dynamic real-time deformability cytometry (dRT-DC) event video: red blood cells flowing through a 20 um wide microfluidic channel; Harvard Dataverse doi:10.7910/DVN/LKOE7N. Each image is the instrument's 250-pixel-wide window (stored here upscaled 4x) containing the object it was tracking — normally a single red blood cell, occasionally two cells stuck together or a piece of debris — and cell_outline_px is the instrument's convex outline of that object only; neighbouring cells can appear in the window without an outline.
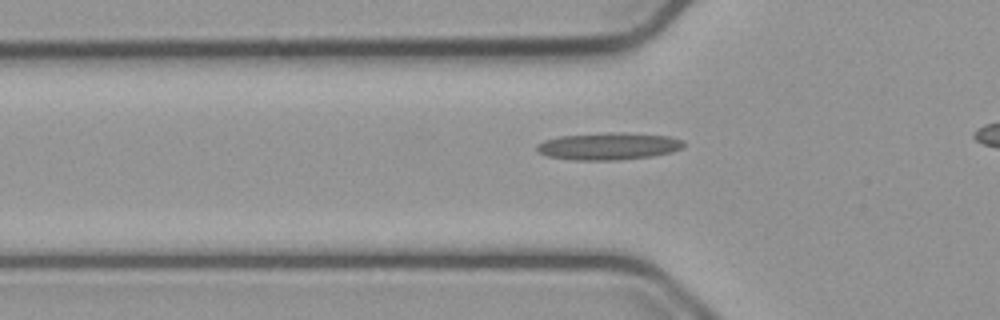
{"species": "common noctule bat (a hibernating species)", "species_latin": "Nyctalus noctula", "temperature_condition": "cold", "stored_images_in_passage": 35, "camera_frame_rate_fps": 3000, "um_per_image_px": 0.085, "animal": {"sex": "male", "body_mass_g": 23.1, "forearm_length_mm": 52.7}, "frame": {"image": 1, "passage_image": 9, "time_ms": 2.667, "image_size_px": [1000, 320], "cell_outline_px": [[684, 148], [672, 152], [652, 156], [620, 160], [572, 160], [548, 156], [540, 152], [536, 148], [536, 144], [544, 140], [560, 136], [608, 132], [624, 132], [668, 136], [684, 140]], "centroid_in_image_um": [51.76, 12.42], "position_along_channel_um": 74.0, "area_um2": 23.47}}
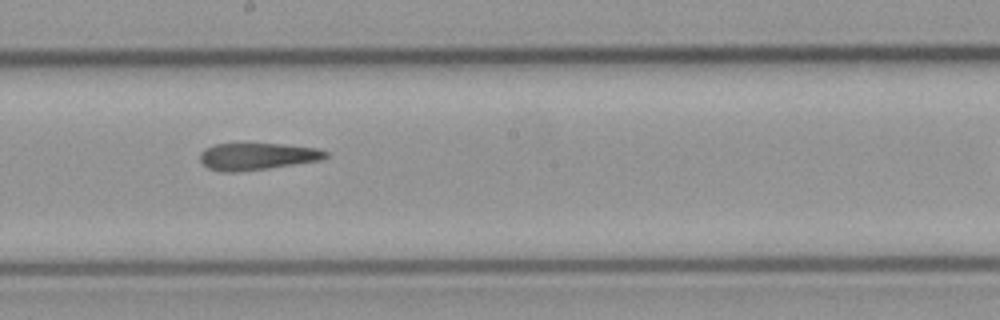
{"frame": {"image": 2, "passage_image": 21, "time_ms": 6.667, "image_size_px": [1000, 320], "cell_outline_px": [[328, 156], [320, 160], [268, 168], [236, 172], [220, 172], [208, 168], [200, 160], [200, 152], [204, 148], [216, 144], [280, 144], [316, 148], [328, 152]], "centroid_in_image_um": [21.82, 13.3], "position_along_channel_um": 226.4, "area_um2": 19.59}}
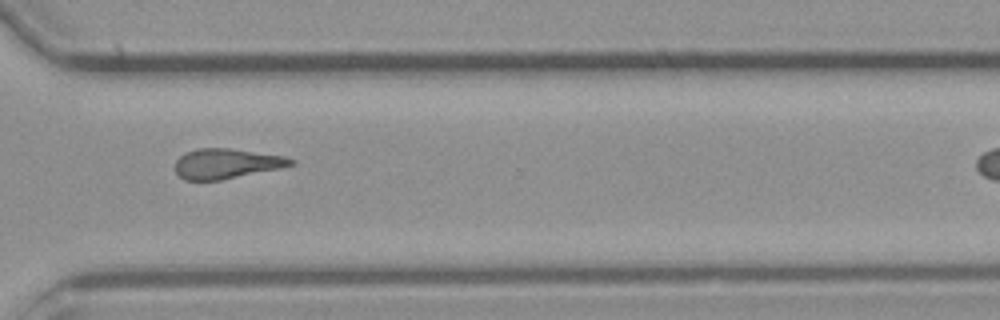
{"frame": {"image": 3, "passage_image": 31, "time_ms": 10.0, "image_size_px": [1000, 320], "cell_outline_px": [[296, 164], [280, 168], [220, 180], [184, 180], [176, 172], [176, 160], [184, 152], [196, 148], [228, 148], [284, 156], [296, 160]], "centroid_in_image_um": [19.24, 13.9], "position_along_channel_um": 351.4, "area_um2": 20.17}}